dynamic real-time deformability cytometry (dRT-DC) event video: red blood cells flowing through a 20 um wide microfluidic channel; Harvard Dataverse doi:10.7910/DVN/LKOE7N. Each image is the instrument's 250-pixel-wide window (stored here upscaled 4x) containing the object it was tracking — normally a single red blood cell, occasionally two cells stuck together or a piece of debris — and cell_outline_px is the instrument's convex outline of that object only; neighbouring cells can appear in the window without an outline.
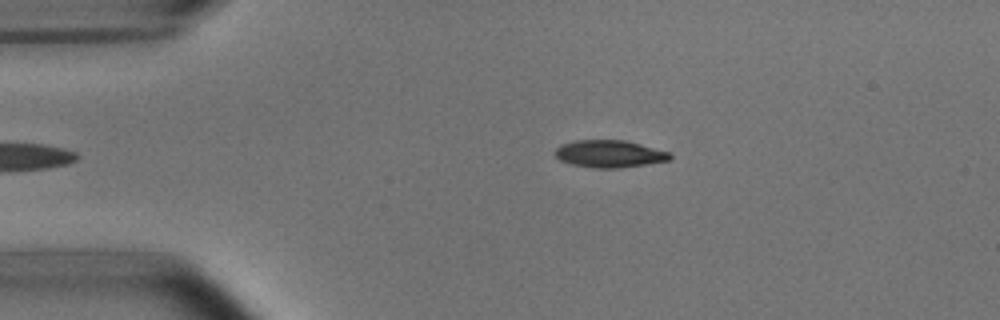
{"species": "common noctule bat (a hibernating species)", "species_latin": "Nyctalus noctula", "temperature_condition": "room temperature", "stored_images_in_passage": 4, "camera_frame_rate_fps": 3000, "um_per_image_px": 0.085, "animal": {"sex": "male", "body_mass_g": 15.6}, "frame": {"image": 1, "passage_image": 4, "time_ms": 3.333, "image_size_px": [1000, 320], "cell_outline_px": [[672, 160], [648, 164], [620, 168], [596, 168], [572, 164], [560, 160], [556, 156], [556, 148], [560, 144], [576, 140], [624, 140], [640, 144], [668, 152], [672, 156]], "centroid_in_image_um": [51.81, 13.08], "position_along_channel_um": 33.2, "area_um2": 18.21}}